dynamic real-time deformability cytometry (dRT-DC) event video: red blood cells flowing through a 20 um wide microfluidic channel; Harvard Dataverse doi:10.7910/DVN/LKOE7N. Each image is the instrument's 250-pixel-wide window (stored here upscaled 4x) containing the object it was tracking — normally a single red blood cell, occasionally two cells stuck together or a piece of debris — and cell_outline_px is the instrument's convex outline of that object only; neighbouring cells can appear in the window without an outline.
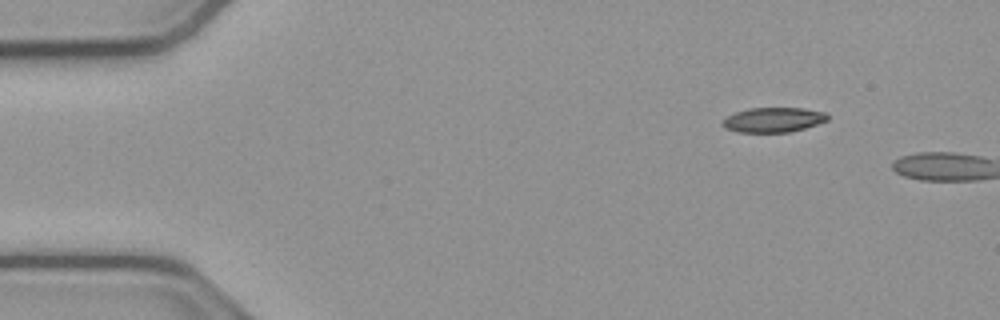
{"species": "common noctule bat (a hibernating species)", "species_latin": "Nyctalus noctula", "temperature_condition": "cold", "stored_images_in_passage": 10, "camera_frame_rate_fps": 3000, "um_per_image_px": 0.085, "animal": {"sex": "male", "body_mass_g": 23.1, "forearm_length_mm": 52.7}, "frame": {"image": 1, "passage_image": 1, "time_ms": 0.0, "image_size_px": [1000, 320], "cell_outline_px": [[828, 120], [804, 128], [788, 132], [736, 132], [724, 128], [720, 124], [728, 116], [736, 112], [748, 108], [804, 108], [828, 112]], "centroid_in_image_um": [65.73, 10.18], "position_along_channel_um": 19.3, "area_um2": 15.2}}